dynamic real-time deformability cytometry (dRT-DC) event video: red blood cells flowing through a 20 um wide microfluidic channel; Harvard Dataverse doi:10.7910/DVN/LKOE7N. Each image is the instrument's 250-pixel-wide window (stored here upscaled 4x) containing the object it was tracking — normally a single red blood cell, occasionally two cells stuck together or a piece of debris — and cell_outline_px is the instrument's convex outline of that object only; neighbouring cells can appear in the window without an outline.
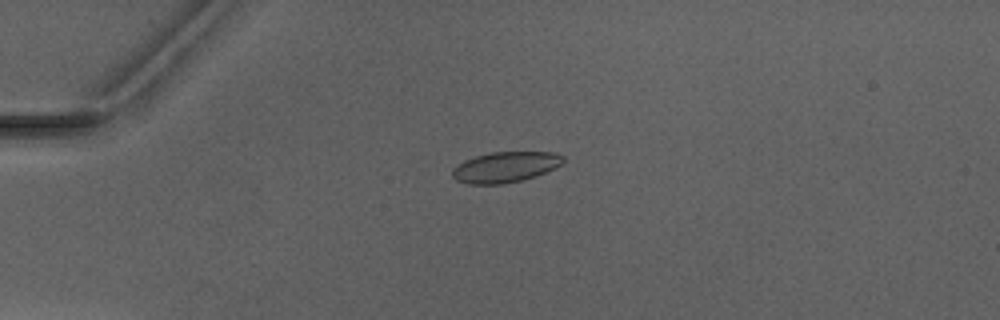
{"species": "Egyptian fruit bat (a non-hibernating species)", "species_latin": "Rousettus aegyptiacus", "temperature_condition": "warm", "stored_images_in_passage": 2, "camera_frame_rate_fps": 3000, "um_per_image_px": 0.085, "animal": {"sex": "male"}, "frame": {"image": 1, "passage_image": 1, "time_ms": 0.0, "image_size_px": [1000, 320], "cell_outline_px": [[564, 160], [560, 164], [536, 176], [504, 184], [468, 184], [456, 180], [452, 176], [452, 168], [464, 160], [476, 156], [492, 152], [552, 152], [564, 156]], "centroid_in_image_um": [42.9, 14.2], "position_along_channel_um": 42.1, "area_um2": 19.59}}